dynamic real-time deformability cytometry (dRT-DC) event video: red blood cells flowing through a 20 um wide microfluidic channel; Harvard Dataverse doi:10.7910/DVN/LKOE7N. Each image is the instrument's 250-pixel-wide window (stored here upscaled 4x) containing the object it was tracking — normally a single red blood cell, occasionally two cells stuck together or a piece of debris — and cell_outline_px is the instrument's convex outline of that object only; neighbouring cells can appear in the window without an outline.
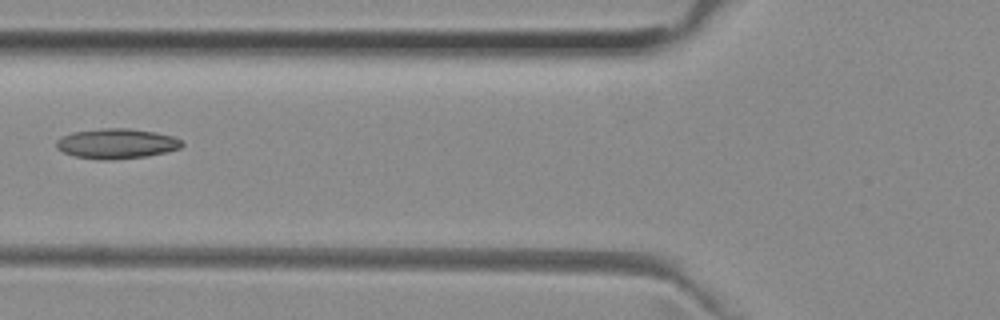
{"species": "common noctule bat (a hibernating species)", "species_latin": "Nyctalus noctula", "temperature_condition": "room temperature", "stored_images_in_passage": 4, "camera_frame_rate_fps": 3000, "um_per_image_px": 0.085, "animal": {"sex": "female", "body_mass_g": 29.2, "forearm_length_mm": 56.3}, "frame": {"image": 1, "passage_image": 3, "time_ms": 0.667, "image_size_px": [1000, 320], "cell_outline_px": [[184, 144], [180, 148], [148, 156], [112, 160], [96, 160], [76, 156], [64, 152], [56, 148], [56, 140], [72, 132], [100, 128], [128, 128], [156, 132], [172, 136], [180, 140]], "centroid_in_image_um": [9.9, 12.21], "position_along_channel_um": 115.9, "area_um2": 22.02}}
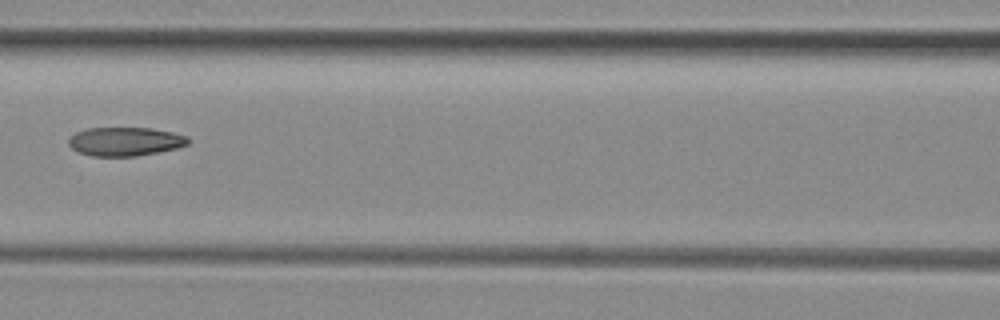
{"frame": {"image": 2, "passage_image": 4, "time_ms": 1.0, "image_size_px": [1000, 320], "cell_outline_px": [[188, 144], [176, 148], [136, 156], [92, 156], [80, 152], [72, 148], [68, 144], [68, 140], [76, 132], [84, 128], [152, 128], [172, 132], [188, 136]], "centroid_in_image_um": [10.62, 12.02], "position_along_channel_um": 156.0, "area_um2": 19.88}}